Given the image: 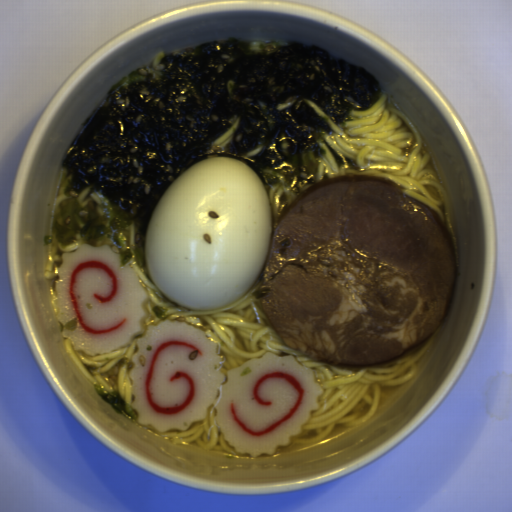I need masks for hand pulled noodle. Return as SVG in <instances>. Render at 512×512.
Segmentation results:
<instances>
[{
  "label": "hand pulled noodle",
  "instance_id": "obj_1",
  "mask_svg": "<svg viewBox=\"0 0 512 512\" xmlns=\"http://www.w3.org/2000/svg\"><path fill=\"white\" fill-rule=\"evenodd\" d=\"M134 268L139 282L146 290L144 303L147 317L144 331L124 347L90 356L74 349L71 338L63 343L81 372L94 384L116 390L126 403L133 404L130 372L135 363L132 355L138 352L139 338L148 335L149 327L163 321L184 322L204 333L216 344L222 355L218 367L226 375L249 359L267 353L292 355L302 366L311 369L323 393L316 402L319 409L311 412L301 432L290 436L288 444H310L324 439L337 428H348L369 419L377 410L384 386L408 382L435 331L400 359L372 366H337L322 364L285 343L273 327L261 301L263 268L250 290L222 309L196 310L169 301L151 279L147 265L128 261L121 266Z\"/></svg>",
  "mask_w": 512,
  "mask_h": 512
},
{
  "label": "hand pulled noodle",
  "instance_id": "obj_2",
  "mask_svg": "<svg viewBox=\"0 0 512 512\" xmlns=\"http://www.w3.org/2000/svg\"><path fill=\"white\" fill-rule=\"evenodd\" d=\"M306 103L318 116L327 119L335 134L325 138L344 161L338 165L330 153L324 154L318 165L317 183L348 174L392 182L432 210L448 230L457 254L451 203L432 156L419 130L392 96L382 90L374 105L353 110L352 121L345 126L336 125L313 100Z\"/></svg>",
  "mask_w": 512,
  "mask_h": 512
},
{
  "label": "hand pulled noodle",
  "instance_id": "obj_3",
  "mask_svg": "<svg viewBox=\"0 0 512 512\" xmlns=\"http://www.w3.org/2000/svg\"><path fill=\"white\" fill-rule=\"evenodd\" d=\"M217 413L214 405L206 407L205 419L192 423L186 431L169 430L161 432L151 424H142L151 430L156 436L171 441L176 445L195 443L203 448L237 454L230 445L223 440L222 430L215 422Z\"/></svg>",
  "mask_w": 512,
  "mask_h": 512
},
{
  "label": "hand pulled noodle",
  "instance_id": "obj_4",
  "mask_svg": "<svg viewBox=\"0 0 512 512\" xmlns=\"http://www.w3.org/2000/svg\"><path fill=\"white\" fill-rule=\"evenodd\" d=\"M271 212V231L279 224L291 203L300 195L276 184H263Z\"/></svg>",
  "mask_w": 512,
  "mask_h": 512
},
{
  "label": "hand pulled noodle",
  "instance_id": "obj_5",
  "mask_svg": "<svg viewBox=\"0 0 512 512\" xmlns=\"http://www.w3.org/2000/svg\"><path fill=\"white\" fill-rule=\"evenodd\" d=\"M84 245L78 243L62 244L61 242L51 243L45 269L42 271L44 279H59L58 271L63 263L64 253L74 252Z\"/></svg>",
  "mask_w": 512,
  "mask_h": 512
},
{
  "label": "hand pulled noodle",
  "instance_id": "obj_6",
  "mask_svg": "<svg viewBox=\"0 0 512 512\" xmlns=\"http://www.w3.org/2000/svg\"><path fill=\"white\" fill-rule=\"evenodd\" d=\"M240 120H236V122L233 124V126L228 129L227 131H225L224 133H222L214 142H213V147H217V148H223L228 142L229 140L232 138L238 124H239Z\"/></svg>",
  "mask_w": 512,
  "mask_h": 512
},
{
  "label": "hand pulled noodle",
  "instance_id": "obj_7",
  "mask_svg": "<svg viewBox=\"0 0 512 512\" xmlns=\"http://www.w3.org/2000/svg\"><path fill=\"white\" fill-rule=\"evenodd\" d=\"M67 184H68V176L65 172L64 176H63V179L61 181V184H60V187L58 189V192L56 194V201H55V207L62 201L65 199L66 195H65V191H66V188H67Z\"/></svg>",
  "mask_w": 512,
  "mask_h": 512
},
{
  "label": "hand pulled noodle",
  "instance_id": "obj_8",
  "mask_svg": "<svg viewBox=\"0 0 512 512\" xmlns=\"http://www.w3.org/2000/svg\"><path fill=\"white\" fill-rule=\"evenodd\" d=\"M170 53H166V52H163V51H160L158 53H156L152 59H153V62L151 64L150 67H156L157 65H159L161 63V61Z\"/></svg>",
  "mask_w": 512,
  "mask_h": 512
},
{
  "label": "hand pulled noodle",
  "instance_id": "obj_9",
  "mask_svg": "<svg viewBox=\"0 0 512 512\" xmlns=\"http://www.w3.org/2000/svg\"><path fill=\"white\" fill-rule=\"evenodd\" d=\"M263 43H267V42H263V41H258V40H251L249 42V45H250V48L253 49L254 51H259L261 45Z\"/></svg>",
  "mask_w": 512,
  "mask_h": 512
}]
</instances>
